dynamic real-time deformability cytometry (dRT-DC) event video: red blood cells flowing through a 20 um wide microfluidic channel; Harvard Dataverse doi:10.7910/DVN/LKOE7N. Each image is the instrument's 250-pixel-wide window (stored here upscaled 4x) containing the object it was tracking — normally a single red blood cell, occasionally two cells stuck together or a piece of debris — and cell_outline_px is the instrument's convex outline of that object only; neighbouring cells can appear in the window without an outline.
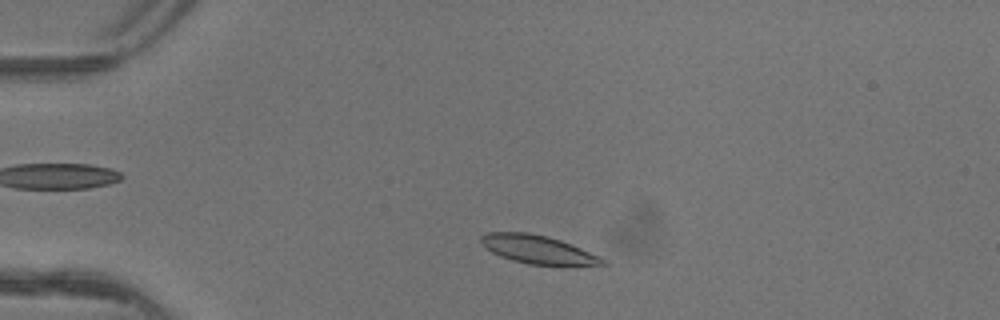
{"species": "common noctule bat (a hibernating species)", "species_latin": "Nyctalus noctula", "temperature_condition": "warm", "stored_images_in_passage": 2, "camera_frame_rate_fps": 3000, "um_per_image_px": 0.085, "animal": {"sex": "female"}, "frame": {"image": 1, "passage_image": 1, "time_ms": 0.0, "image_size_px": [1000, 320], "cell_outline_px": [[608, 264], [528, 264], [512, 260], [500, 256], [492, 252], [480, 244], [480, 236], [488, 232], [528, 232], [548, 236], [560, 240], [600, 256], [608, 260]], "centroid_in_image_um": [45.66, 21.18], "position_along_channel_um": 39.3, "area_um2": 19.83}}